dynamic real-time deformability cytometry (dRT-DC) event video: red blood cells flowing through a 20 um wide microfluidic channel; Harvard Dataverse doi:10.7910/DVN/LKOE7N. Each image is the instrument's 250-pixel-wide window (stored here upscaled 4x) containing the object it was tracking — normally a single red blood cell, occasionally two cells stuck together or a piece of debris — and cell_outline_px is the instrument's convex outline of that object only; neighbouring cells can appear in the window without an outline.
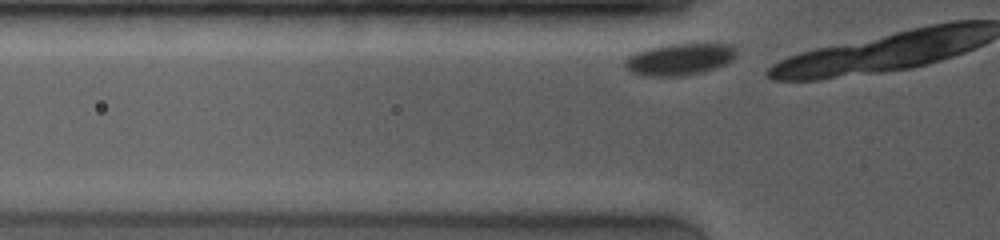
{"species": "common noctule bat (a hibernating species)", "species_latin": "Nyctalus noctula", "temperature_condition": "room temperature", "stored_images_in_passage": 4, "camera_frame_rate_fps": 4000, "um_per_image_px": 0.085, "animal": {"sex": "female", "body_mass_g": 19.0, "forearm_length_mm": 53.3}, "frame": {"image": 1, "passage_image": 2, "time_ms": 0.25, "image_size_px": [1000, 240], "cell_outline_px": [[736, 52], [732, 60], [724, 64], [700, 72], [680, 76], [644, 76], [632, 72], [624, 64], [624, 60], [628, 56], [636, 52], [648, 48], [668, 44], [728, 44]], "centroid_in_image_um": [57.7, 5.04], "position_along_channel_um": 68.1, "area_um2": 20.17}}